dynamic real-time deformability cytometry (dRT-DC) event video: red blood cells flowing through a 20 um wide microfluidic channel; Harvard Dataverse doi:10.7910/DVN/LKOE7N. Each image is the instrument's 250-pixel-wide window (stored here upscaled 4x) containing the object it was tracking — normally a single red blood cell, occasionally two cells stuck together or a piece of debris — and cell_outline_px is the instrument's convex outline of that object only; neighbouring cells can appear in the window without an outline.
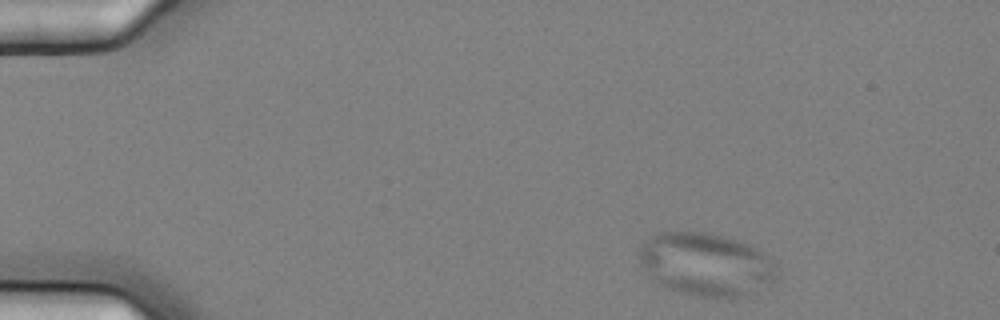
{"species": "common noctule bat (a hibernating species)", "species_latin": "Nyctalus noctula", "temperature_condition": "cold", "stored_images_in_passage": 6, "camera_frame_rate_fps": 3000, "um_per_image_px": 0.085, "animal": {"sex": "female", "body_mass_g": 25.1}, "frame": {"image": 1, "passage_image": 1, "time_ms": 0.0, "image_size_px": [1000, 320], "cell_outline_px": [[776, 276], [772, 280], [728, 300], [696, 296], [680, 292], [668, 288], [652, 280], [648, 276], [640, 264], [636, 256], [636, 252], [648, 236], [656, 232], [708, 232], [736, 240], [748, 244], [756, 248], [776, 268]], "centroid_in_image_um": [59.84, 22.45], "position_along_channel_um": 25.2, "area_um2": 50.17}}